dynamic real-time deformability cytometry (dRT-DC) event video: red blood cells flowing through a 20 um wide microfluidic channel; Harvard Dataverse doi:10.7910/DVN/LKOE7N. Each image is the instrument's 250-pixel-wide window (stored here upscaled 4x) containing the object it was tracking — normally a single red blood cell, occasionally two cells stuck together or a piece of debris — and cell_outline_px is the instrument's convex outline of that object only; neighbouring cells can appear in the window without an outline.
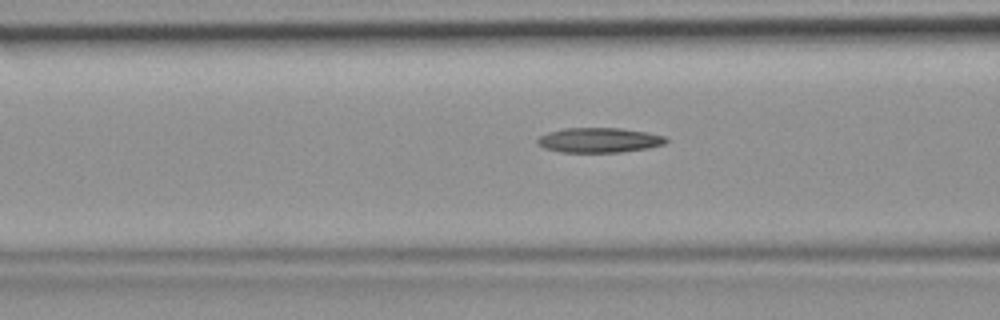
{"species": "common noctule bat (a hibernating species)", "species_latin": "Nyctalus noctula", "temperature_condition": "room temperature", "stored_images_in_passage": 37, "camera_frame_rate_fps": 3000, "um_per_image_px": 0.085, "animal": {"sex": "female", "body_mass_g": 19.9}, "frame": {"image": 1, "passage_image": 10, "time_ms": 3.0, "image_size_px": [1000, 320], "cell_outline_px": [[668, 140], [664, 144], [648, 148], [620, 152], [560, 152], [544, 148], [536, 144], [536, 140], [540, 136], [548, 132], [564, 128], [620, 128], [644, 132], [664, 136]], "centroid_in_image_um": [50.88, 11.91], "position_along_channel_um": 115.7, "area_um2": 18.55}}
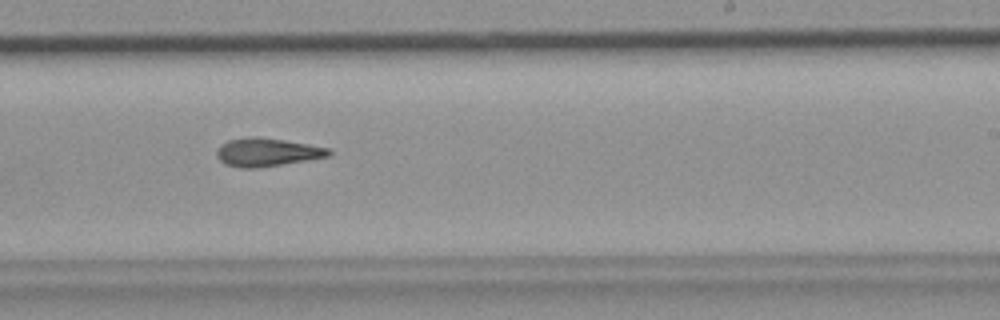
{"frame": {"image": 2, "passage_image": 20, "time_ms": 6.333, "image_size_px": [1000, 320], "cell_outline_px": [[332, 152], [328, 156], [308, 160], [256, 168], [240, 168], [224, 164], [216, 156], [216, 152], [228, 140], [256, 136], [284, 140], [308, 144], [328, 148]], "centroid_in_image_um": [22.69, 12.95], "position_along_channel_um": 266.3, "area_um2": 18.21}}
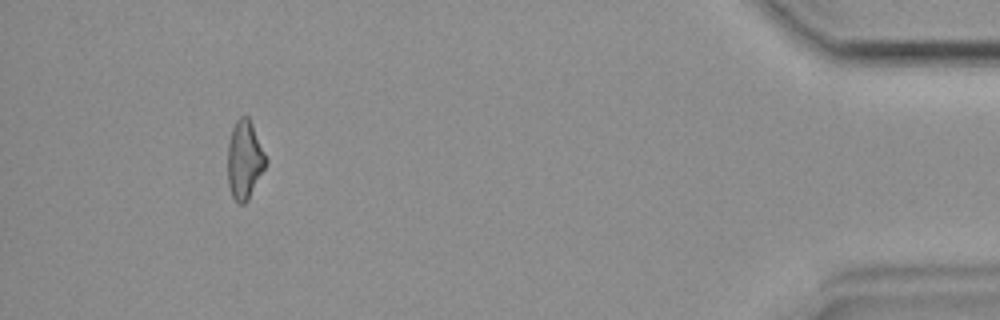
{"frame": {"image": 3, "passage_image": 34, "time_ms": 11.0, "image_size_px": [1000, 320], "cell_outline_px": [[268, 164], [248, 200], [244, 204], [240, 204], [232, 196], [228, 184], [228, 144], [232, 128], [236, 120], [240, 116], [248, 116], [252, 124], [268, 160]], "centroid_in_image_um": [20.8, 13.59], "position_along_channel_um": 414.4, "area_um2": 17.57}}